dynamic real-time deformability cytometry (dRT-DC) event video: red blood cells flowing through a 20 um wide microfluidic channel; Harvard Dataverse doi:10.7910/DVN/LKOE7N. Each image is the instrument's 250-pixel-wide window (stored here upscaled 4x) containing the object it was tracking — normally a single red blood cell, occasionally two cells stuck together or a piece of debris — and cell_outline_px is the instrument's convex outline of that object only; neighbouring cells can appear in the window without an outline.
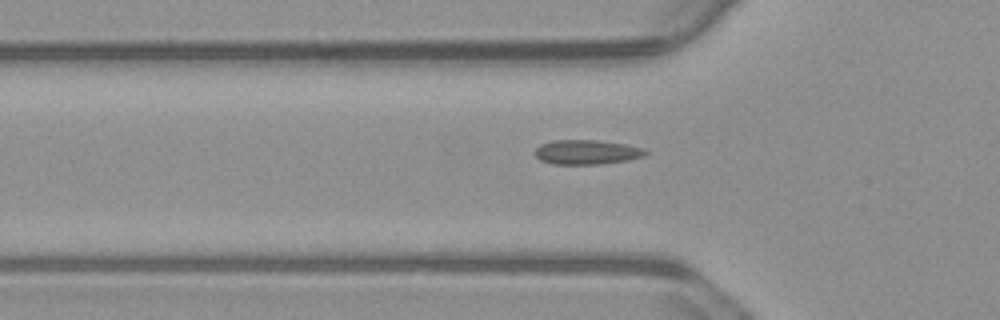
{"species": "common noctule bat (a hibernating species)", "species_latin": "Nyctalus noctula", "temperature_condition": "warm", "stored_images_in_passage": 3, "camera_frame_rate_fps": 3000, "um_per_image_px": 0.085, "animal": {"sex": "male", "body_mass_g": 23.1, "forearm_length_mm": 52.7}, "frame": {"image": 1, "passage_image": 2, "time_ms": 0.333, "image_size_px": [1000, 320], "cell_outline_px": [[648, 152], [644, 156], [628, 160], [600, 164], [552, 164], [540, 160], [532, 152], [540, 144], [552, 140], [596, 140], [624, 144], [644, 148]], "centroid_in_image_um": [49.83, 12.93], "position_along_channel_um": 76.0, "area_um2": 15.9}}